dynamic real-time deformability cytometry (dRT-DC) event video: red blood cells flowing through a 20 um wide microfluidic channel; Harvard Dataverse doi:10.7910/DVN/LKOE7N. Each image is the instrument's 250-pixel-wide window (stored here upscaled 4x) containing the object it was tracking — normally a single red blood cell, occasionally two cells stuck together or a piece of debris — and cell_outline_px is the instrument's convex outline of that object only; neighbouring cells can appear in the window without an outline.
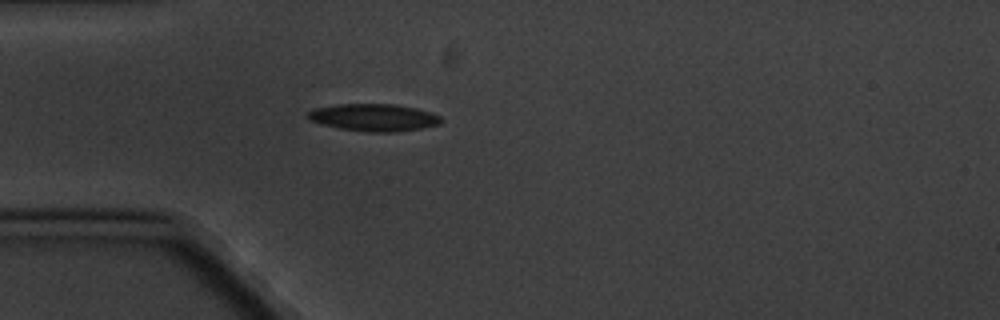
{"species": "common noctule bat (a hibernating species)", "species_latin": "Nyctalus noctula", "temperature_condition": "cold", "stored_images_in_passage": 5, "camera_frame_rate_fps": 3000, "um_per_image_px": 0.085, "animal": {"sex": "male", "body_mass_g": 20.1, "forearm_length_mm": 53.5}, "frame": {"image": 1, "passage_image": 5, "time_ms": 5.333, "image_size_px": [1000, 320], "cell_outline_px": [[440, 124], [424, 128], [396, 132], [368, 132], [340, 128], [320, 124], [308, 120], [304, 116], [312, 108], [340, 104], [396, 104], [416, 108], [432, 112], [440, 116]], "centroid_in_image_um": [31.74, 9.98], "position_along_channel_um": 53.3, "area_um2": 21.44}}